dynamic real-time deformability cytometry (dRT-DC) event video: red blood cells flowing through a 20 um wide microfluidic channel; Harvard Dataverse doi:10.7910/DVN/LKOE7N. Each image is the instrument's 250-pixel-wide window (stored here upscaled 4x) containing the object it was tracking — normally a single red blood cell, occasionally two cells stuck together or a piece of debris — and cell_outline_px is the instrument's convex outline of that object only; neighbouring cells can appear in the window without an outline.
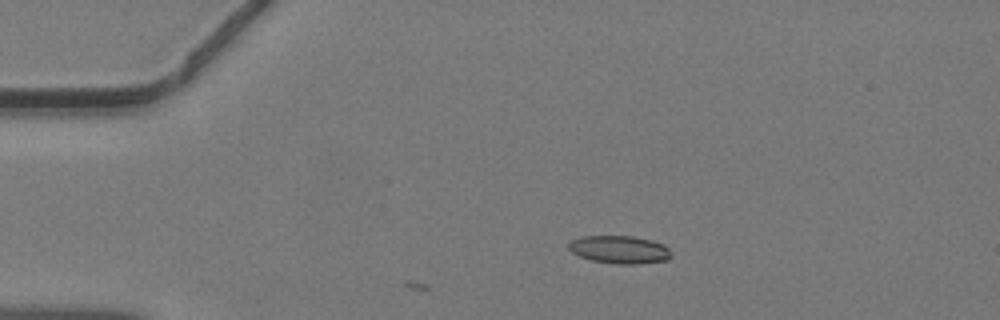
{"species": "common noctule bat (a hibernating species)", "species_latin": "Nyctalus noctula", "temperature_condition": "warm", "stored_images_in_passage": 10, "camera_frame_rate_fps": 3000, "um_per_image_px": 0.085, "animal": {"sex": "male", "body_mass_g": 19.2, "forearm_length_mm": 51.8}, "frame": {"image": 1, "passage_image": 10, "time_ms": 3.0, "image_size_px": [1000, 320], "cell_outline_px": [[672, 256], [668, 260], [636, 264], [616, 264], [592, 260], [580, 256], [572, 252], [568, 248], [568, 244], [572, 240], [580, 236], [632, 236], [652, 240], [664, 244], [668, 248]], "centroid_in_image_um": [52.67, 21.21], "position_along_channel_um": 32.3, "area_um2": 16.7}}